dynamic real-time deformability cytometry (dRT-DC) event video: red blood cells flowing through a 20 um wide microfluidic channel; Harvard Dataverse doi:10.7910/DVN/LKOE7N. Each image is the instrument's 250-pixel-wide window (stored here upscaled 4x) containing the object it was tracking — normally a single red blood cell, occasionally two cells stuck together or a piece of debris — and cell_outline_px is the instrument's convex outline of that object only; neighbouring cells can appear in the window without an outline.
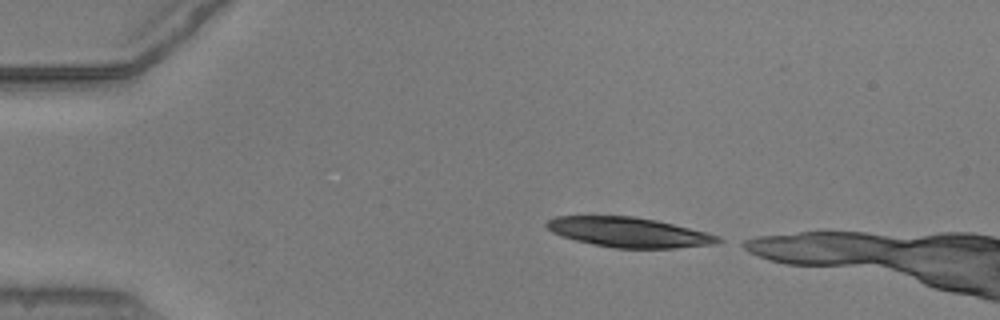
{"species": "common noctule bat (a hibernating species)", "species_latin": "Nyctalus noctula", "temperature_condition": "warm", "stored_images_in_passage": 7, "camera_frame_rate_fps": 3000, "um_per_image_px": 0.085, "animal": {"sex": "male", "body_mass_g": 20.5, "forearm_length_mm": 52.5}, "frame": {"image": 1, "passage_image": 1, "time_ms": 0.0, "image_size_px": [1000, 320], "cell_outline_px": [[724, 240], [716, 244], [676, 248], [616, 248], [592, 244], [560, 236], [552, 232], [544, 224], [548, 220], [556, 216], [632, 216], [656, 220], [708, 232], [720, 236]], "centroid_in_image_um": [53.48, 19.74], "position_along_channel_um": 31.5, "area_um2": 29.94}}